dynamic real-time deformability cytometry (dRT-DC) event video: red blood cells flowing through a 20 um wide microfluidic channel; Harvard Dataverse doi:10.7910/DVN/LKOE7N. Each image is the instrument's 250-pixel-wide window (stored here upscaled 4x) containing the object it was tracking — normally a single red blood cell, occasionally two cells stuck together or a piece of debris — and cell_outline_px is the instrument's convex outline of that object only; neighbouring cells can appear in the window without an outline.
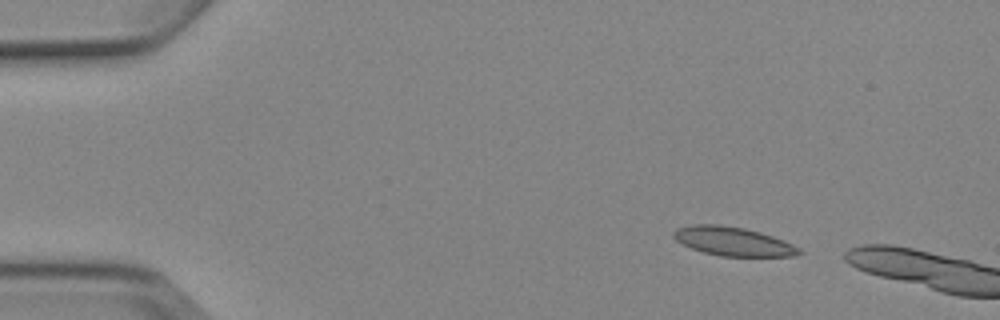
{"species": "Egyptian fruit bat (a non-hibernating species)", "species_latin": "Rousettus aegyptiacus", "temperature_condition": "cold", "stored_images_in_passage": 2, "camera_frame_rate_fps": 3000, "um_per_image_px": 0.085, "animal": {"sex": "female"}, "frame": {"image": 1, "passage_image": 1, "time_ms": 0.0, "image_size_px": [1000, 320], "cell_outline_px": [[804, 252], [796, 256], [720, 256], [704, 252], [692, 248], [676, 240], [672, 236], [672, 232], [676, 228], [692, 224], [720, 224], [744, 228], [760, 232], [784, 240], [800, 248]], "centroid_in_image_um": [62.32, 20.51], "position_along_channel_um": 22.7, "area_um2": 21.15}}